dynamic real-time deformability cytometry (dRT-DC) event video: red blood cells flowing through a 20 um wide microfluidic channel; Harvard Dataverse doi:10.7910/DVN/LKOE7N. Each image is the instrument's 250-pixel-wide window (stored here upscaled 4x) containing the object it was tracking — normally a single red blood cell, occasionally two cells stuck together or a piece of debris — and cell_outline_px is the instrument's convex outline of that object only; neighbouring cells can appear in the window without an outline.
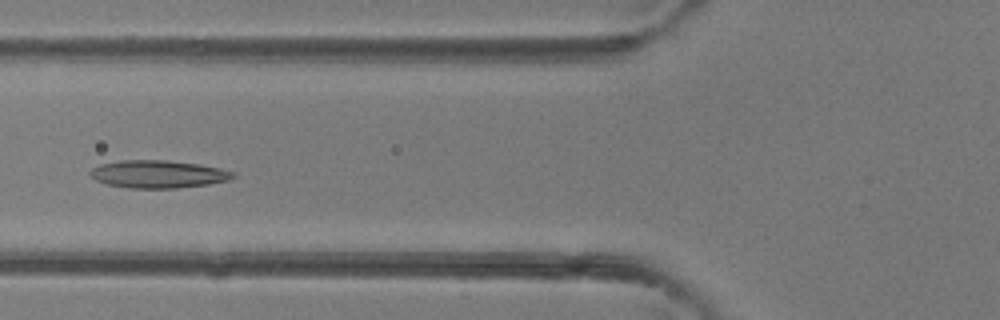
{"species": "common noctule bat (a hibernating species)", "species_latin": "Nyctalus noctula", "temperature_condition": "room temperature", "stored_images_in_passage": 4, "camera_frame_rate_fps": 3000, "um_per_image_px": 0.085, "animal": {"sex": "female"}, "frame": {"image": 1, "passage_image": 4, "time_ms": 3.333, "image_size_px": [1000, 320], "cell_outline_px": [[236, 176], [228, 180], [208, 184], [176, 188], [128, 188], [108, 184], [96, 180], [88, 172], [92, 168], [100, 164], [120, 160], [168, 160], [200, 164], [220, 168], [236, 172]], "centroid_in_image_um": [13.46, 14.79], "position_along_channel_um": 112.3, "area_um2": 23.12}}